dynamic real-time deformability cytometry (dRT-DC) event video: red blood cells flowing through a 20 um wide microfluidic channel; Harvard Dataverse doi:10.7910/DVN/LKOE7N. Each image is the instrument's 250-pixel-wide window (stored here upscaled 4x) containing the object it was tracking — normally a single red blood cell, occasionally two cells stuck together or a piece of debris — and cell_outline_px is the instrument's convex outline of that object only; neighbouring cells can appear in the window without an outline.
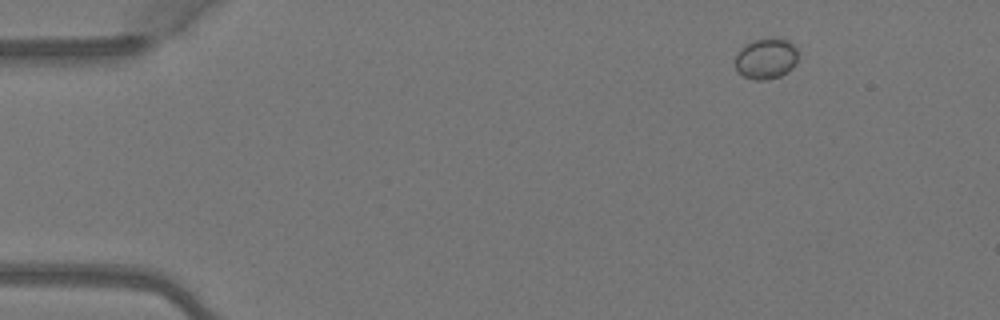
{"species": "Egyptian fruit bat (a non-hibernating species)", "species_latin": "Rousettus aegyptiacus", "temperature_condition": "warm", "stored_images_in_passage": 5, "camera_frame_rate_fps": 3000, "um_per_image_px": 0.085, "animal": {"sex": "female"}, "frame": {"image": 1, "passage_image": 2, "time_ms": 0.333, "image_size_px": [1000, 320], "cell_outline_px": [[796, 60], [792, 68], [788, 72], [780, 76], [764, 80], [756, 80], [744, 76], [736, 72], [736, 56], [740, 48], [752, 40], [772, 36], [776, 36], [788, 40], [796, 48]], "centroid_in_image_um": [65.1, 4.95], "position_along_channel_um": 19.9, "area_um2": 15.14}}
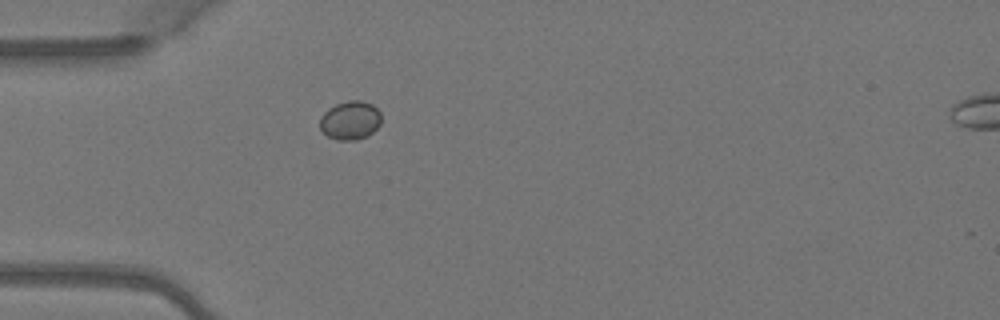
{"frame": {"image": 2, "passage_image": 4, "time_ms": 1.0, "image_size_px": [1000, 320], "cell_outline_px": [[380, 124], [368, 136], [356, 140], [336, 140], [328, 136], [320, 128], [320, 116], [328, 108], [336, 104], [348, 100], [360, 100], [372, 104], [380, 112]], "centroid_in_image_um": [29.76, 10.22], "position_along_channel_um": 55.2, "area_um2": 13.87}}